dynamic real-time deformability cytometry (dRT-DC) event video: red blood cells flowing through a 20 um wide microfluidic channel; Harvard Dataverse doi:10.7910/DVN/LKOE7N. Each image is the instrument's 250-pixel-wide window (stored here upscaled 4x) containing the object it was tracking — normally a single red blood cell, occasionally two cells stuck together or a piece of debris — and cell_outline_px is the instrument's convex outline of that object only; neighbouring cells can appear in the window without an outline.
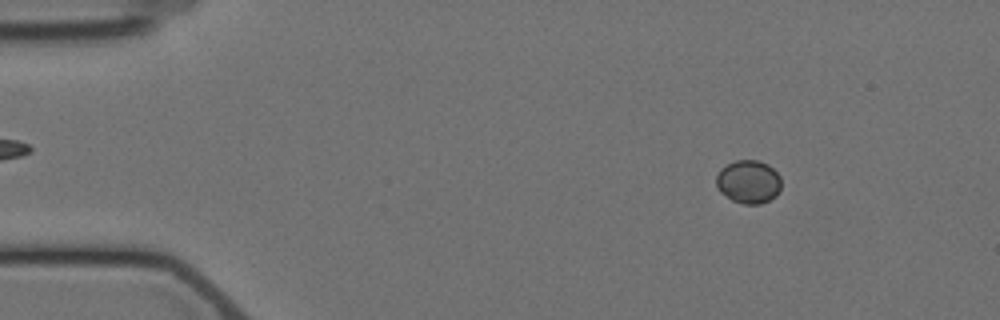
{"species": "Egyptian fruit bat (a non-hibernating species)", "species_latin": "Rousettus aegyptiacus", "temperature_condition": "cold", "stored_images_in_passage": 4, "camera_frame_rate_fps": 3000, "um_per_image_px": 0.085, "animal": {"sex": "female"}, "frame": {"image": 1, "passage_image": 2, "time_ms": 1.333, "image_size_px": [1000, 320], "cell_outline_px": [[780, 188], [776, 196], [760, 204], [744, 204], [732, 200], [720, 192], [716, 184], [716, 176], [720, 168], [736, 160], [756, 160], [768, 164], [780, 176]], "centroid_in_image_um": [63.61, 15.45], "position_along_channel_um": 21.4, "area_um2": 16.36}}